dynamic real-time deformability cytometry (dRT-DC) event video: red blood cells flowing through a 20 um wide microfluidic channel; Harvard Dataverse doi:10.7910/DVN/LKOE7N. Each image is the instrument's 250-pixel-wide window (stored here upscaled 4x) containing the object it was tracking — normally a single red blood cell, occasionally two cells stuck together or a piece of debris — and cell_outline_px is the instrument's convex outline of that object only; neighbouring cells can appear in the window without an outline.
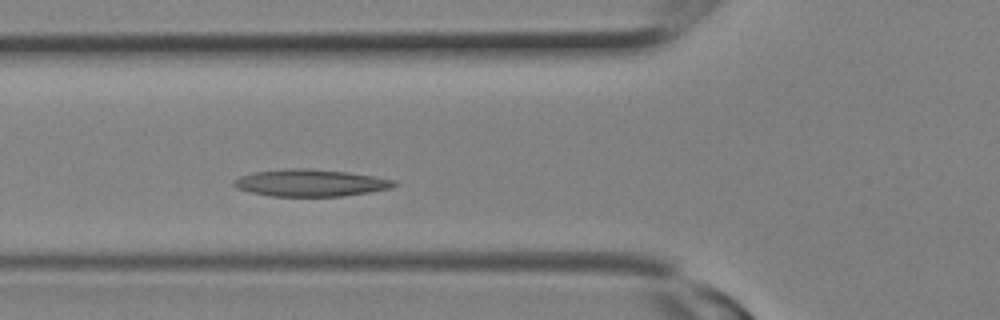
{"species": "Egyptian fruit bat (a non-hibernating species)", "species_latin": "Rousettus aegyptiacus", "temperature_condition": "room temperature", "stored_images_in_passage": 6, "camera_frame_rate_fps": 3000, "um_per_image_px": 0.085, "animal": {"sex": "female"}, "frame": {"image": 1, "passage_image": 6, "time_ms": 1.667, "image_size_px": [1000, 320], "cell_outline_px": [[400, 184], [392, 188], [344, 196], [272, 196], [252, 192], [236, 188], [232, 184], [232, 180], [240, 176], [252, 172], [288, 168], [308, 168], [348, 172], [396, 180]], "centroid_in_image_um": [26.39, 15.54], "position_along_channel_um": 99.4, "area_um2": 25.37}}